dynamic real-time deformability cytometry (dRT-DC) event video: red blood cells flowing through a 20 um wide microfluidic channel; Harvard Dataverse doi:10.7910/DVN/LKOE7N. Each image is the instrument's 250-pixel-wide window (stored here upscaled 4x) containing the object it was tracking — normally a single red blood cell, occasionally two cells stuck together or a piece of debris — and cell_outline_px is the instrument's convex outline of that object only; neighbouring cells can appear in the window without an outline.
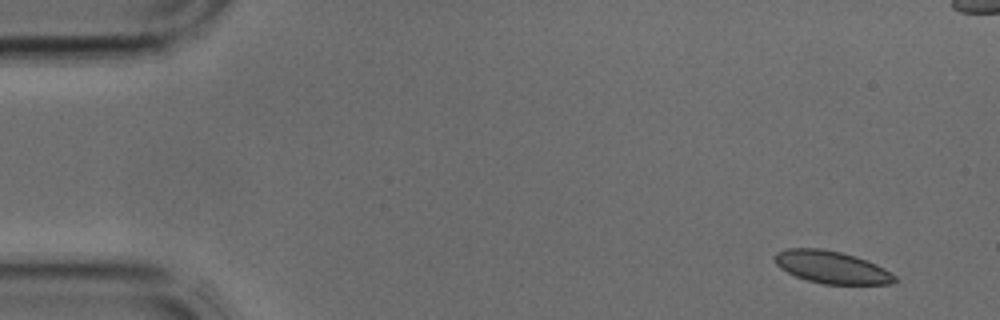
{"species": "common noctule bat (a hibernating species)", "species_latin": "Nyctalus noctula", "temperature_condition": "cold", "stored_images_in_passage": 4, "segment_of_instrument_passage": [2, 2], "camera_frame_rate_fps": 3000, "um_per_image_px": 0.085, "animal": {"sex": "male", "body_mass_g": 17.9, "forearm_length_mm": 54.2}, "frame": {"image": 1, "passage_image": 4, "time_ms": 1.0, "image_size_px": [1000, 320], "cell_outline_px": [[900, 280], [892, 284], [824, 284], [808, 280], [796, 276], [780, 268], [776, 264], [772, 256], [776, 252], [788, 248], [820, 248], [840, 252], [856, 256], [876, 264], [884, 268], [896, 276]], "centroid_in_image_um": [70.7, 22.71], "position_along_channel_um": 14.3, "area_um2": 22.77}}